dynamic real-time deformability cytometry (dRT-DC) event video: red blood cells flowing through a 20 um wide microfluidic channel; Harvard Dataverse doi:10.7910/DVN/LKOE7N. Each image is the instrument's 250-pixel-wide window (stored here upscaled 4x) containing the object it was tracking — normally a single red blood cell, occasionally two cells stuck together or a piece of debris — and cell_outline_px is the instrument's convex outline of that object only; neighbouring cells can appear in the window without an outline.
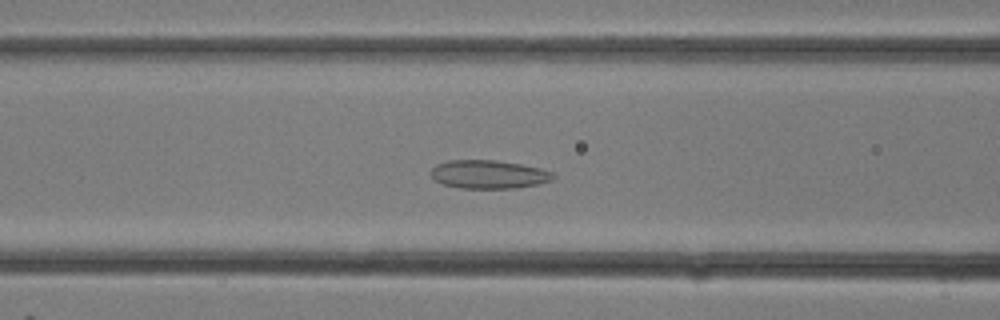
{"species": "common noctule bat (a hibernating species)", "species_latin": "Nyctalus noctula", "temperature_condition": "room temperature", "stored_images_in_passage": 17, "camera_frame_rate_fps": 3000, "um_per_image_px": 0.085, "animal": {"sex": "female"}, "frame": {"image": 1, "passage_image": 12, "time_ms": 3.667, "image_size_px": [1000, 320], "cell_outline_px": [[556, 176], [552, 180], [536, 184], [516, 188], [460, 188], [444, 184], [436, 180], [428, 172], [436, 164], [448, 160], [496, 160], [520, 164], [540, 168], [552, 172]], "centroid_in_image_um": [41.52, 14.81], "position_along_channel_um": 125.1, "area_um2": 20.23}}
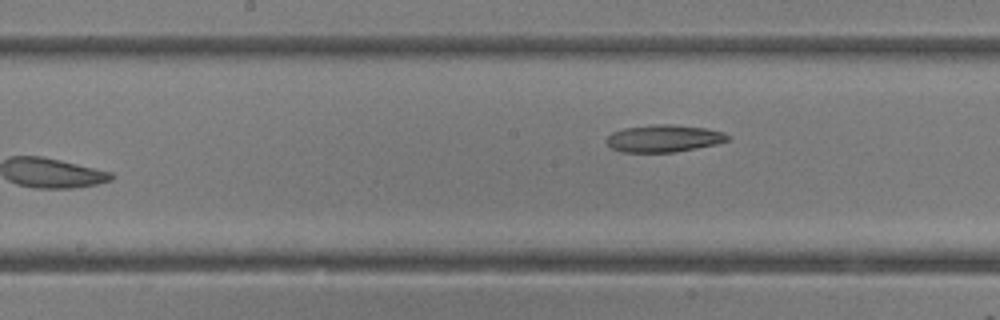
{"frame": {"image": 2, "passage_image": 17, "time_ms": 5.333, "image_size_px": [1000, 320], "cell_outline_px": [[728, 140], [716, 144], [696, 148], [672, 152], [620, 152], [612, 148], [604, 140], [612, 132], [624, 128], [660, 124], [676, 124], [704, 128], [724, 132], [728, 136]], "centroid_in_image_um": [56.39, 11.76], "position_along_channel_um": 191.8, "area_um2": 19.13}}